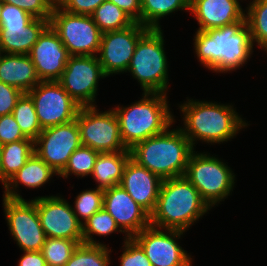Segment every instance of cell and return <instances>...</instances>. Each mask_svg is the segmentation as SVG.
<instances>
[{
  "label": "cell",
  "mask_w": 267,
  "mask_h": 266,
  "mask_svg": "<svg viewBox=\"0 0 267 266\" xmlns=\"http://www.w3.org/2000/svg\"><path fill=\"white\" fill-rule=\"evenodd\" d=\"M194 40V49L201 64L222 73L246 63L254 44L246 21L207 31L197 30Z\"/></svg>",
  "instance_id": "cell-1"
},
{
  "label": "cell",
  "mask_w": 267,
  "mask_h": 266,
  "mask_svg": "<svg viewBox=\"0 0 267 266\" xmlns=\"http://www.w3.org/2000/svg\"><path fill=\"white\" fill-rule=\"evenodd\" d=\"M208 210V204L185 176L164 179L150 225L185 232Z\"/></svg>",
  "instance_id": "cell-2"
},
{
  "label": "cell",
  "mask_w": 267,
  "mask_h": 266,
  "mask_svg": "<svg viewBox=\"0 0 267 266\" xmlns=\"http://www.w3.org/2000/svg\"><path fill=\"white\" fill-rule=\"evenodd\" d=\"M165 132L136 143L131 158L162 180L184 176L194 147L182 130Z\"/></svg>",
  "instance_id": "cell-3"
},
{
  "label": "cell",
  "mask_w": 267,
  "mask_h": 266,
  "mask_svg": "<svg viewBox=\"0 0 267 266\" xmlns=\"http://www.w3.org/2000/svg\"><path fill=\"white\" fill-rule=\"evenodd\" d=\"M180 108L184 113L185 126L180 129L192 146L198 139L211 144L228 141L236 136L238 130L247 126L231 105L188 99Z\"/></svg>",
  "instance_id": "cell-4"
},
{
  "label": "cell",
  "mask_w": 267,
  "mask_h": 266,
  "mask_svg": "<svg viewBox=\"0 0 267 266\" xmlns=\"http://www.w3.org/2000/svg\"><path fill=\"white\" fill-rule=\"evenodd\" d=\"M129 107H116L122 142L127 149L165 132L174 122L164 93H146Z\"/></svg>",
  "instance_id": "cell-5"
},
{
  "label": "cell",
  "mask_w": 267,
  "mask_h": 266,
  "mask_svg": "<svg viewBox=\"0 0 267 266\" xmlns=\"http://www.w3.org/2000/svg\"><path fill=\"white\" fill-rule=\"evenodd\" d=\"M163 45L161 28L149 29L138 40L128 66L127 71L132 73L146 93L166 94L168 64Z\"/></svg>",
  "instance_id": "cell-6"
},
{
  "label": "cell",
  "mask_w": 267,
  "mask_h": 266,
  "mask_svg": "<svg viewBox=\"0 0 267 266\" xmlns=\"http://www.w3.org/2000/svg\"><path fill=\"white\" fill-rule=\"evenodd\" d=\"M230 167L208 154H191L184 176L211 208L225 199L233 189L235 175Z\"/></svg>",
  "instance_id": "cell-7"
},
{
  "label": "cell",
  "mask_w": 267,
  "mask_h": 266,
  "mask_svg": "<svg viewBox=\"0 0 267 266\" xmlns=\"http://www.w3.org/2000/svg\"><path fill=\"white\" fill-rule=\"evenodd\" d=\"M49 25L57 33L70 56H96L102 32L92 16L74 14L55 5Z\"/></svg>",
  "instance_id": "cell-8"
},
{
  "label": "cell",
  "mask_w": 267,
  "mask_h": 266,
  "mask_svg": "<svg viewBox=\"0 0 267 266\" xmlns=\"http://www.w3.org/2000/svg\"><path fill=\"white\" fill-rule=\"evenodd\" d=\"M49 26V20L33 17L15 5L3 2L0 46L3 53L26 54Z\"/></svg>",
  "instance_id": "cell-9"
},
{
  "label": "cell",
  "mask_w": 267,
  "mask_h": 266,
  "mask_svg": "<svg viewBox=\"0 0 267 266\" xmlns=\"http://www.w3.org/2000/svg\"><path fill=\"white\" fill-rule=\"evenodd\" d=\"M76 121L82 145L100 153L130 151L122 142L120 126L114 110L99 113L96 106L81 107Z\"/></svg>",
  "instance_id": "cell-10"
},
{
  "label": "cell",
  "mask_w": 267,
  "mask_h": 266,
  "mask_svg": "<svg viewBox=\"0 0 267 266\" xmlns=\"http://www.w3.org/2000/svg\"><path fill=\"white\" fill-rule=\"evenodd\" d=\"M27 94L32 98L42 129L75 120L81 108L58 81H40Z\"/></svg>",
  "instance_id": "cell-11"
},
{
  "label": "cell",
  "mask_w": 267,
  "mask_h": 266,
  "mask_svg": "<svg viewBox=\"0 0 267 266\" xmlns=\"http://www.w3.org/2000/svg\"><path fill=\"white\" fill-rule=\"evenodd\" d=\"M107 77L98 56H69L58 82L81 106H94L99 78Z\"/></svg>",
  "instance_id": "cell-12"
},
{
  "label": "cell",
  "mask_w": 267,
  "mask_h": 266,
  "mask_svg": "<svg viewBox=\"0 0 267 266\" xmlns=\"http://www.w3.org/2000/svg\"><path fill=\"white\" fill-rule=\"evenodd\" d=\"M81 145L80 130L75 119L43 129L34 141V152L59 175L70 156Z\"/></svg>",
  "instance_id": "cell-13"
},
{
  "label": "cell",
  "mask_w": 267,
  "mask_h": 266,
  "mask_svg": "<svg viewBox=\"0 0 267 266\" xmlns=\"http://www.w3.org/2000/svg\"><path fill=\"white\" fill-rule=\"evenodd\" d=\"M3 198L9 230L21 250L41 251L47 237L41 226L35 201Z\"/></svg>",
  "instance_id": "cell-14"
},
{
  "label": "cell",
  "mask_w": 267,
  "mask_h": 266,
  "mask_svg": "<svg viewBox=\"0 0 267 266\" xmlns=\"http://www.w3.org/2000/svg\"><path fill=\"white\" fill-rule=\"evenodd\" d=\"M182 234L180 230L163 232L149 225L132 239L143 249L152 266H192L191 256L176 242Z\"/></svg>",
  "instance_id": "cell-15"
},
{
  "label": "cell",
  "mask_w": 267,
  "mask_h": 266,
  "mask_svg": "<svg viewBox=\"0 0 267 266\" xmlns=\"http://www.w3.org/2000/svg\"><path fill=\"white\" fill-rule=\"evenodd\" d=\"M148 30L135 22L125 29L102 33L98 60L106 76L127 72L137 42Z\"/></svg>",
  "instance_id": "cell-16"
},
{
  "label": "cell",
  "mask_w": 267,
  "mask_h": 266,
  "mask_svg": "<svg viewBox=\"0 0 267 266\" xmlns=\"http://www.w3.org/2000/svg\"><path fill=\"white\" fill-rule=\"evenodd\" d=\"M47 238L83 240L82 224L68 202L57 196L34 199Z\"/></svg>",
  "instance_id": "cell-17"
},
{
  "label": "cell",
  "mask_w": 267,
  "mask_h": 266,
  "mask_svg": "<svg viewBox=\"0 0 267 266\" xmlns=\"http://www.w3.org/2000/svg\"><path fill=\"white\" fill-rule=\"evenodd\" d=\"M28 55L40 81H58L70 56L50 25L39 36Z\"/></svg>",
  "instance_id": "cell-18"
},
{
  "label": "cell",
  "mask_w": 267,
  "mask_h": 266,
  "mask_svg": "<svg viewBox=\"0 0 267 266\" xmlns=\"http://www.w3.org/2000/svg\"><path fill=\"white\" fill-rule=\"evenodd\" d=\"M103 208L127 233L125 239L150 225V215L120 185L104 189Z\"/></svg>",
  "instance_id": "cell-19"
},
{
  "label": "cell",
  "mask_w": 267,
  "mask_h": 266,
  "mask_svg": "<svg viewBox=\"0 0 267 266\" xmlns=\"http://www.w3.org/2000/svg\"><path fill=\"white\" fill-rule=\"evenodd\" d=\"M162 179L131 157L125 165L120 186L149 215L155 210Z\"/></svg>",
  "instance_id": "cell-20"
},
{
  "label": "cell",
  "mask_w": 267,
  "mask_h": 266,
  "mask_svg": "<svg viewBox=\"0 0 267 266\" xmlns=\"http://www.w3.org/2000/svg\"><path fill=\"white\" fill-rule=\"evenodd\" d=\"M189 11L198 21L200 31L246 21L238 0H190Z\"/></svg>",
  "instance_id": "cell-21"
},
{
  "label": "cell",
  "mask_w": 267,
  "mask_h": 266,
  "mask_svg": "<svg viewBox=\"0 0 267 266\" xmlns=\"http://www.w3.org/2000/svg\"><path fill=\"white\" fill-rule=\"evenodd\" d=\"M0 81L28 93L40 79L29 55L5 53L0 59Z\"/></svg>",
  "instance_id": "cell-22"
},
{
  "label": "cell",
  "mask_w": 267,
  "mask_h": 266,
  "mask_svg": "<svg viewBox=\"0 0 267 266\" xmlns=\"http://www.w3.org/2000/svg\"><path fill=\"white\" fill-rule=\"evenodd\" d=\"M53 174L57 173L34 152L26 164L4 185L3 196L9 199H24L14 191L18 187V183L29 188H38L48 182Z\"/></svg>",
  "instance_id": "cell-23"
},
{
  "label": "cell",
  "mask_w": 267,
  "mask_h": 266,
  "mask_svg": "<svg viewBox=\"0 0 267 266\" xmlns=\"http://www.w3.org/2000/svg\"><path fill=\"white\" fill-rule=\"evenodd\" d=\"M130 151L99 153L92 172L98 188L107 189L120 184Z\"/></svg>",
  "instance_id": "cell-24"
},
{
  "label": "cell",
  "mask_w": 267,
  "mask_h": 266,
  "mask_svg": "<svg viewBox=\"0 0 267 266\" xmlns=\"http://www.w3.org/2000/svg\"><path fill=\"white\" fill-rule=\"evenodd\" d=\"M34 141L24 139L1 146L0 180L5 185L34 153Z\"/></svg>",
  "instance_id": "cell-25"
},
{
  "label": "cell",
  "mask_w": 267,
  "mask_h": 266,
  "mask_svg": "<svg viewBox=\"0 0 267 266\" xmlns=\"http://www.w3.org/2000/svg\"><path fill=\"white\" fill-rule=\"evenodd\" d=\"M179 9L190 10V0H141L140 24L160 29L159 19Z\"/></svg>",
  "instance_id": "cell-26"
},
{
  "label": "cell",
  "mask_w": 267,
  "mask_h": 266,
  "mask_svg": "<svg viewBox=\"0 0 267 266\" xmlns=\"http://www.w3.org/2000/svg\"><path fill=\"white\" fill-rule=\"evenodd\" d=\"M91 16L102 33L122 30L135 23L127 13L109 0L100 4Z\"/></svg>",
  "instance_id": "cell-27"
},
{
  "label": "cell",
  "mask_w": 267,
  "mask_h": 266,
  "mask_svg": "<svg viewBox=\"0 0 267 266\" xmlns=\"http://www.w3.org/2000/svg\"><path fill=\"white\" fill-rule=\"evenodd\" d=\"M12 115L26 138L35 141L43 130L38 122L32 98L23 93L13 109Z\"/></svg>",
  "instance_id": "cell-28"
},
{
  "label": "cell",
  "mask_w": 267,
  "mask_h": 266,
  "mask_svg": "<svg viewBox=\"0 0 267 266\" xmlns=\"http://www.w3.org/2000/svg\"><path fill=\"white\" fill-rule=\"evenodd\" d=\"M249 4L245 18L252 43L257 42L267 51V0H253Z\"/></svg>",
  "instance_id": "cell-29"
},
{
  "label": "cell",
  "mask_w": 267,
  "mask_h": 266,
  "mask_svg": "<svg viewBox=\"0 0 267 266\" xmlns=\"http://www.w3.org/2000/svg\"><path fill=\"white\" fill-rule=\"evenodd\" d=\"M83 240L46 238L41 252L47 266H65L75 249Z\"/></svg>",
  "instance_id": "cell-30"
},
{
  "label": "cell",
  "mask_w": 267,
  "mask_h": 266,
  "mask_svg": "<svg viewBox=\"0 0 267 266\" xmlns=\"http://www.w3.org/2000/svg\"><path fill=\"white\" fill-rule=\"evenodd\" d=\"M118 229L119 232H123L114 218L102 208L82 224L83 243L89 245H101V243L94 241L91 234L106 236L118 231Z\"/></svg>",
  "instance_id": "cell-31"
},
{
  "label": "cell",
  "mask_w": 267,
  "mask_h": 266,
  "mask_svg": "<svg viewBox=\"0 0 267 266\" xmlns=\"http://www.w3.org/2000/svg\"><path fill=\"white\" fill-rule=\"evenodd\" d=\"M110 250L104 245L81 243L67 261L65 266H108Z\"/></svg>",
  "instance_id": "cell-32"
},
{
  "label": "cell",
  "mask_w": 267,
  "mask_h": 266,
  "mask_svg": "<svg viewBox=\"0 0 267 266\" xmlns=\"http://www.w3.org/2000/svg\"><path fill=\"white\" fill-rule=\"evenodd\" d=\"M99 153L88 146L81 145L70 156L67 165L58 176L68 178L70 174L81 177L92 175Z\"/></svg>",
  "instance_id": "cell-33"
},
{
  "label": "cell",
  "mask_w": 267,
  "mask_h": 266,
  "mask_svg": "<svg viewBox=\"0 0 267 266\" xmlns=\"http://www.w3.org/2000/svg\"><path fill=\"white\" fill-rule=\"evenodd\" d=\"M104 189L85 190L76 197L75 208L73 209L78 221L83 224L96 212L103 208ZM79 216L82 218L80 219Z\"/></svg>",
  "instance_id": "cell-34"
},
{
  "label": "cell",
  "mask_w": 267,
  "mask_h": 266,
  "mask_svg": "<svg viewBox=\"0 0 267 266\" xmlns=\"http://www.w3.org/2000/svg\"><path fill=\"white\" fill-rule=\"evenodd\" d=\"M15 5L35 18L50 20L56 0H2Z\"/></svg>",
  "instance_id": "cell-35"
},
{
  "label": "cell",
  "mask_w": 267,
  "mask_h": 266,
  "mask_svg": "<svg viewBox=\"0 0 267 266\" xmlns=\"http://www.w3.org/2000/svg\"><path fill=\"white\" fill-rule=\"evenodd\" d=\"M123 244L125 250L119 259L121 266H152L143 249L132 238Z\"/></svg>",
  "instance_id": "cell-36"
},
{
  "label": "cell",
  "mask_w": 267,
  "mask_h": 266,
  "mask_svg": "<svg viewBox=\"0 0 267 266\" xmlns=\"http://www.w3.org/2000/svg\"><path fill=\"white\" fill-rule=\"evenodd\" d=\"M27 139L20 130L14 116L7 114L0 116V144L5 145L11 142Z\"/></svg>",
  "instance_id": "cell-37"
},
{
  "label": "cell",
  "mask_w": 267,
  "mask_h": 266,
  "mask_svg": "<svg viewBox=\"0 0 267 266\" xmlns=\"http://www.w3.org/2000/svg\"><path fill=\"white\" fill-rule=\"evenodd\" d=\"M105 0H56V4L64 11L91 16L95 9Z\"/></svg>",
  "instance_id": "cell-38"
},
{
  "label": "cell",
  "mask_w": 267,
  "mask_h": 266,
  "mask_svg": "<svg viewBox=\"0 0 267 266\" xmlns=\"http://www.w3.org/2000/svg\"><path fill=\"white\" fill-rule=\"evenodd\" d=\"M23 92L0 81V116L11 114Z\"/></svg>",
  "instance_id": "cell-39"
},
{
  "label": "cell",
  "mask_w": 267,
  "mask_h": 266,
  "mask_svg": "<svg viewBox=\"0 0 267 266\" xmlns=\"http://www.w3.org/2000/svg\"><path fill=\"white\" fill-rule=\"evenodd\" d=\"M127 13L135 22L140 23L141 0H109Z\"/></svg>",
  "instance_id": "cell-40"
},
{
  "label": "cell",
  "mask_w": 267,
  "mask_h": 266,
  "mask_svg": "<svg viewBox=\"0 0 267 266\" xmlns=\"http://www.w3.org/2000/svg\"><path fill=\"white\" fill-rule=\"evenodd\" d=\"M18 266H47L41 251H24Z\"/></svg>",
  "instance_id": "cell-41"
},
{
  "label": "cell",
  "mask_w": 267,
  "mask_h": 266,
  "mask_svg": "<svg viewBox=\"0 0 267 266\" xmlns=\"http://www.w3.org/2000/svg\"><path fill=\"white\" fill-rule=\"evenodd\" d=\"M2 8H3V1L0 0V22H1V13H2Z\"/></svg>",
  "instance_id": "cell-42"
},
{
  "label": "cell",
  "mask_w": 267,
  "mask_h": 266,
  "mask_svg": "<svg viewBox=\"0 0 267 266\" xmlns=\"http://www.w3.org/2000/svg\"><path fill=\"white\" fill-rule=\"evenodd\" d=\"M2 54H3V51H2V48H1V46H0V59H1V57H2Z\"/></svg>",
  "instance_id": "cell-43"
}]
</instances>
